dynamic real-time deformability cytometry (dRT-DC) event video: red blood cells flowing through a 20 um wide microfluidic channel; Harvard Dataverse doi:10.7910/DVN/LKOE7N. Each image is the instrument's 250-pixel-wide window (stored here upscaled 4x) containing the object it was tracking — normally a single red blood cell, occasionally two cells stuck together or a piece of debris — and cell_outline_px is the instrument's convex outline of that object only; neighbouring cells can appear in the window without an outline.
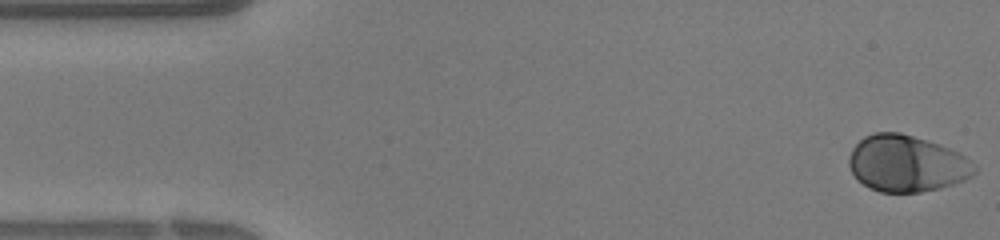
{"species": "human", "species_latin": "Homo sapiens", "temperature_condition": "warm", "stored_images_in_passage": 39, "camera_frame_rate_fps": 3000, "um_per_image_px": 0.085, "donor": {"sex": "female"}, "frame": {"image": 1, "passage_image": 1, "time_ms": 0.0, "image_size_px": [1000, 240], "cell_outline_px": [[976, 172], [972, 176], [964, 180], [940, 188], [920, 192], [880, 192], [868, 188], [856, 180], [848, 164], [848, 156], [852, 148], [864, 136], [872, 132], [900, 132], [928, 140], [948, 148], [964, 156], [976, 168]], "centroid_in_image_um": [77.01, 13.9], "position_along_channel_um": 8.0, "area_um2": 41.44}}
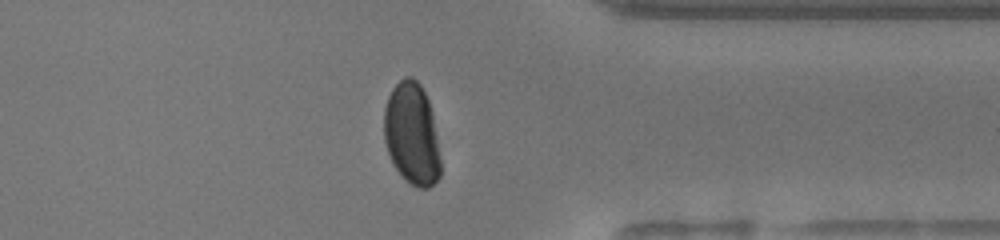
{"frame": {"image": 2, "passage_image": 30, "time_ms": 9.667, "image_size_px": [1000, 240], "cell_outline_px": [[440, 176], [428, 188], [416, 188], [404, 180], [392, 164], [384, 140], [384, 108], [388, 96], [392, 88], [404, 76], [412, 76], [420, 84], [428, 100], [432, 112], [440, 160]], "centroid_in_image_um": [34.98, 11.39], "position_along_channel_um": 376.4, "area_um2": 33.76}}
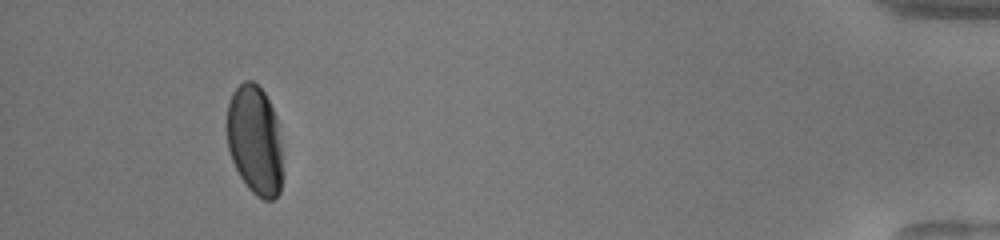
{"frame": {"image": 3, "passage_image": 36, "time_ms": 11.667, "image_size_px": [1000, 240], "cell_outline_px": [[284, 172], [280, 192], [272, 200], [264, 200], [256, 196], [248, 188], [240, 176], [232, 160], [228, 148], [228, 104], [232, 92], [244, 80], [252, 80], [264, 92], [276, 116], [280, 140]], "centroid_in_image_um": [21.69, 11.96], "position_along_channel_um": 413.5, "area_um2": 35.78}}